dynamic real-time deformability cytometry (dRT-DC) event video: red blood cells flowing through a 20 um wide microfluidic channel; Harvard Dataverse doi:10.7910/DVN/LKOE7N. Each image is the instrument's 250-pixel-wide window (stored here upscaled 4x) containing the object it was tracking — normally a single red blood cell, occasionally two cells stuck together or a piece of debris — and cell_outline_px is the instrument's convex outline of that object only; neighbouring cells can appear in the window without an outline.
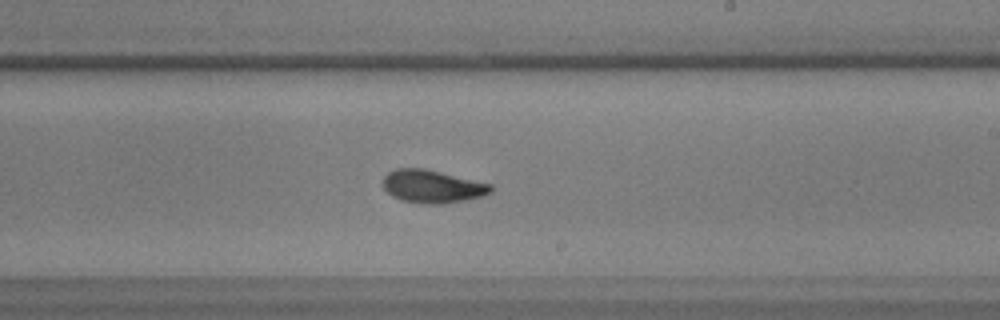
{"species": "common noctule bat (a hibernating species)", "species_latin": "Nyctalus noctula", "temperature_condition": "warm", "stored_images_in_passage": 48, "camera_frame_rate_fps": 3000, "um_per_image_px": 0.085, "animal": {"sex": "male", "body_mass_g": 17.9, "forearm_length_mm": 54.2}, "frame": {"image": 1, "passage_image": 28, "time_ms": 9.0, "image_size_px": [1000, 320], "cell_outline_px": [[492, 192], [484, 196], [444, 204], [428, 204], [400, 200], [392, 196], [384, 188], [384, 176], [388, 172], [396, 168], [424, 168], [492, 184]], "centroid_in_image_um": [36.76, 15.85], "position_along_channel_um": 252.2, "area_um2": 20.69}}